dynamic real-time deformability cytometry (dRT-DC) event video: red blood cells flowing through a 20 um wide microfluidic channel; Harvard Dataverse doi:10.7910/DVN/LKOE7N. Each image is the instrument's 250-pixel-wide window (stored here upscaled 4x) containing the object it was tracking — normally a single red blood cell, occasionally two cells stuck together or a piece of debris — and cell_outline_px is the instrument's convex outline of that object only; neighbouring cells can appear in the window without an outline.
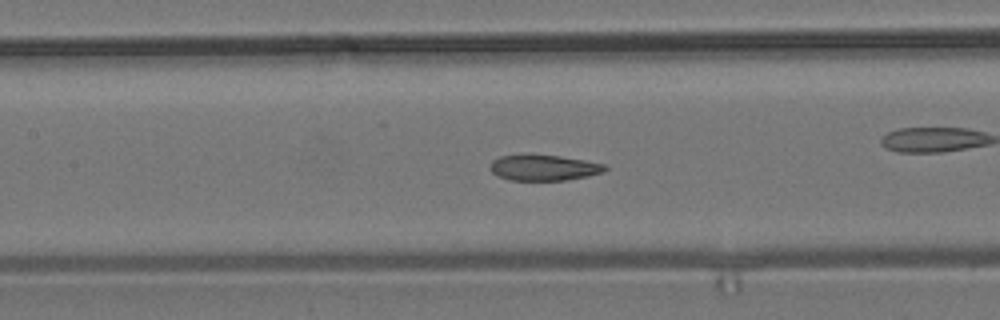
{"species": "common noctule bat (a hibernating species)", "species_latin": "Nyctalus noctula", "temperature_condition": "room temperature", "stored_images_in_passage": 44, "camera_frame_rate_fps": 3000, "um_per_image_px": 0.085, "animal": {"sex": "male", "body_mass_g": 19.2, "forearm_length_mm": 51.8}, "frame": {"image": 1, "passage_image": 19, "time_ms": 6.0, "image_size_px": [1000, 320], "cell_outline_px": [[608, 168], [604, 172], [588, 176], [568, 180], [508, 180], [492, 172], [488, 168], [492, 160], [500, 156], [560, 156], [584, 160], [604, 164]], "centroid_in_image_um": [46.24, 14.27], "position_along_channel_um": 161.2, "area_um2": 16.94}}
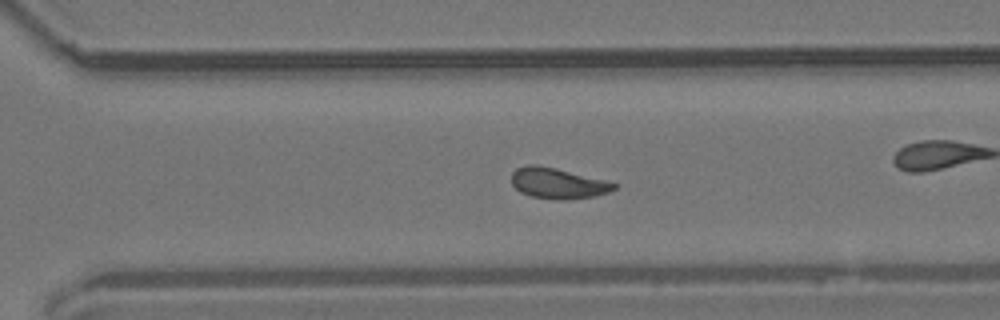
{"frame": {"image": 2, "passage_image": 32, "time_ms": 10.333, "image_size_px": [1000, 320], "cell_outline_px": [[616, 188], [608, 192], [592, 196], [564, 200], [552, 200], [532, 196], [520, 192], [512, 184], [512, 172], [516, 168], [524, 164], [536, 164], [556, 168], [604, 180], [616, 184]], "centroid_in_image_um": [47.35, 15.57], "position_along_channel_um": 323.2, "area_um2": 18.26}, "authors_computed_cell_mechanics": {"area_um2": 18.1781, "velocity_mm_per_s": 3.7541, "shape_relaxation_time_tau1_ms": 7.4176, "shape_relaxation_time_tau2_ms": 1.8846, "deformation_change_tau1": 0.1749, "deformation_change_tau2": 0.0809}}